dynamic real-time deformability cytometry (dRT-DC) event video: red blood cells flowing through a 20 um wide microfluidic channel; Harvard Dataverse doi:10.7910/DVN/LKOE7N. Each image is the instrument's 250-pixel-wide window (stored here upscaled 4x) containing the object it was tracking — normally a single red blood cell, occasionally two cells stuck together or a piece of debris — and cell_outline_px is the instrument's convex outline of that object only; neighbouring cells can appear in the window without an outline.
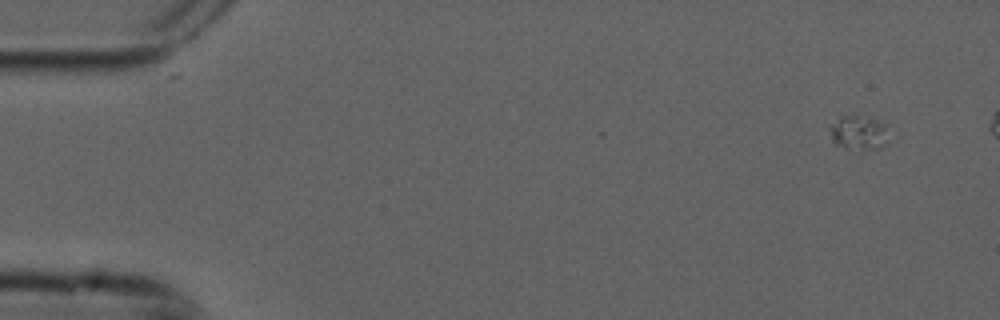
{"species": "common noctule bat (a hibernating species)", "species_latin": "Nyctalus noctula", "temperature_condition": "cold", "stored_images_in_passage": 6, "camera_frame_rate_fps": 3000, "um_per_image_px": 0.085, "animal": {"sex": "male", "forearm_length_mm": 52.5}, "frame": {"image": 1, "passage_image": 1, "time_ms": 0.0, "image_size_px": [1000, 320], "cell_outline_px": [[888, 144], [880, 148], [848, 148], [836, 144], [832, 140], [828, 128], [840, 116], [860, 116], [876, 120], [884, 124]], "centroid_in_image_um": [72.96, 11.27], "position_along_channel_um": 12.0, "area_um2": 11.39}}